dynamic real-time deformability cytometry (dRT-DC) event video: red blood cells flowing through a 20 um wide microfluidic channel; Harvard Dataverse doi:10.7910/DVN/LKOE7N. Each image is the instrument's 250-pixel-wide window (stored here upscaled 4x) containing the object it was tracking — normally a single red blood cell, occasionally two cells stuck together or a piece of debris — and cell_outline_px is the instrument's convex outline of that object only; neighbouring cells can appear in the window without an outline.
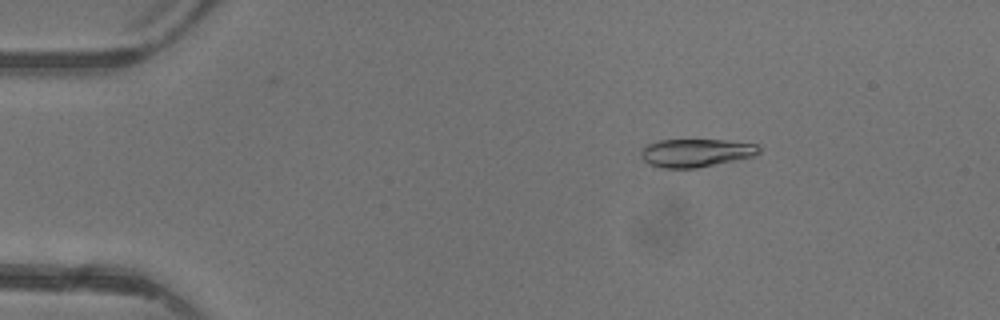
{"species": "common noctule bat (a hibernating species)", "species_latin": "Nyctalus noctula", "temperature_condition": "warm", "stored_images_in_passage": 5, "camera_frame_rate_fps": 3000, "um_per_image_px": 0.085, "animal": {"sex": "female"}, "frame": {"image": 1, "passage_image": 3, "time_ms": 2.333, "image_size_px": [1000, 320], "cell_outline_px": [[760, 152], [752, 156], [696, 168], [660, 168], [648, 164], [640, 156], [640, 152], [648, 144], [660, 140], [728, 140], [756, 144], [760, 148]], "centroid_in_image_um": [59.12, 12.99], "position_along_channel_um": 25.9, "area_um2": 19.19}}